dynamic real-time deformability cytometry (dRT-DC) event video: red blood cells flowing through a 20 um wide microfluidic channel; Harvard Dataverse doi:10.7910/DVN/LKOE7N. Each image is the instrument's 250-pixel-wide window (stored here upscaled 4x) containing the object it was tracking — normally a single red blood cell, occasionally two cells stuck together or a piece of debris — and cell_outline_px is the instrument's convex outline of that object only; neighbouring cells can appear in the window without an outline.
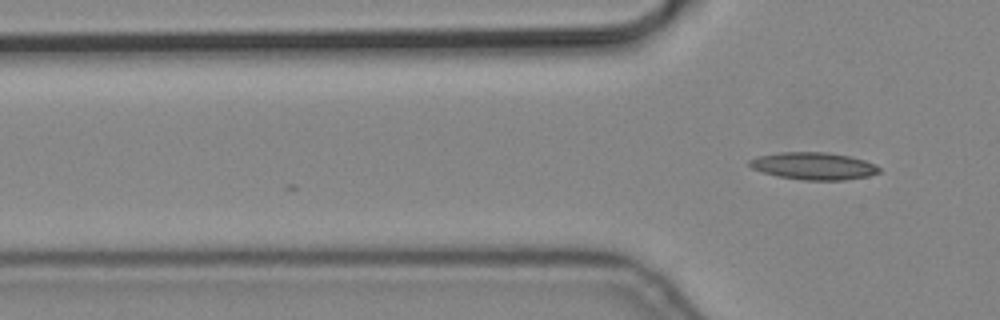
{"species": "common noctule bat (a hibernating species)", "species_latin": "Nyctalus noctula", "temperature_condition": "cold", "stored_images_in_passage": 2, "camera_frame_rate_fps": 3000, "um_per_image_px": 0.085, "animal": {"sex": "male", "body_mass_g": 19.2, "forearm_length_mm": 51.8}, "frame": {"image": 1, "passage_image": 2, "time_ms": 0.333, "image_size_px": [1000, 320], "cell_outline_px": [[880, 172], [868, 176], [844, 180], [804, 180], [776, 176], [752, 168], [748, 164], [748, 160], [756, 156], [780, 152], [824, 152], [848, 156], [864, 160], [876, 164], [880, 168]], "centroid_in_image_um": [69.14, 14.11], "position_along_channel_um": 56.7, "area_um2": 20.63}}